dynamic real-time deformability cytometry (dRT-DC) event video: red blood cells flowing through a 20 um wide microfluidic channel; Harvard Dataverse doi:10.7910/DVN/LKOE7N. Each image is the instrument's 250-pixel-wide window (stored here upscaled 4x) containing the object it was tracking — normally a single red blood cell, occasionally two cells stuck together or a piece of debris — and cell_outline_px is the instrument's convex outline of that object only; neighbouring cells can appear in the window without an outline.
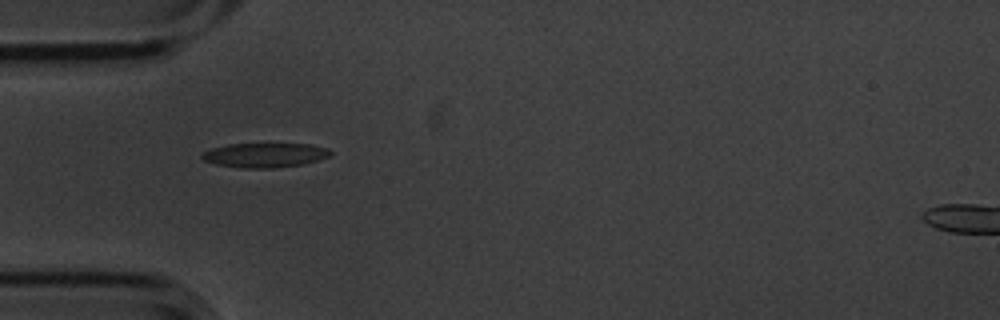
{"species": "common noctule bat (a hibernating species)", "species_latin": "Nyctalus noctula", "temperature_condition": "cold", "stored_images_in_passage": 2, "camera_frame_rate_fps": 3000, "um_per_image_px": 0.085, "animal": {"sex": "male", "body_mass_g": 20.1, "forearm_length_mm": 53.5}, "frame": {"image": 1, "passage_image": 1, "time_ms": 0.0, "image_size_px": [1000, 320], "cell_outline_px": [[332, 152], [328, 156], [304, 164], [272, 168], [240, 168], [216, 164], [204, 160], [200, 156], [204, 152], [212, 148], [228, 144], [312, 144], [328, 148]], "centroid_in_image_um": [22.51, 13.18], "position_along_channel_um": 62.5, "area_um2": 18.21}}
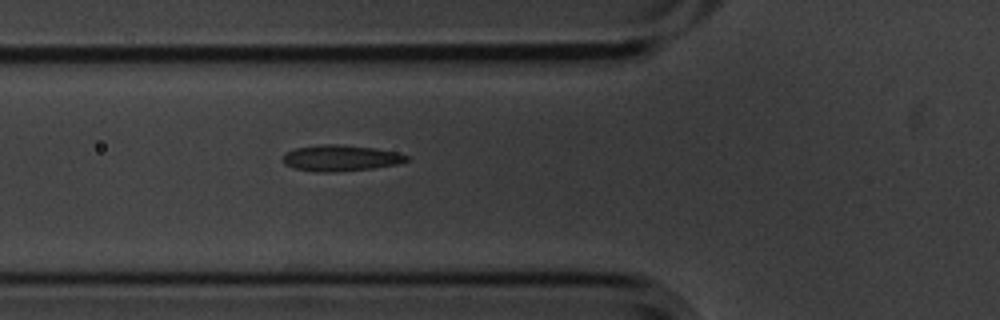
{"frame": {"image": 2, "passage_image": 2, "time_ms": 0.333, "image_size_px": [1000, 320], "cell_outline_px": [[408, 160], [396, 164], [372, 168], [336, 172], [316, 172], [292, 168], [284, 164], [280, 160], [284, 152], [296, 148], [324, 144], [336, 144], [376, 148], [396, 152], [408, 156]], "centroid_in_image_um": [28.87, 13.44], "position_along_channel_um": 96.9, "area_um2": 18.9}}